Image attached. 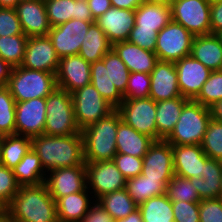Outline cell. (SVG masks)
Instances as JSON below:
<instances>
[{
	"instance_id": "26",
	"label": "cell",
	"mask_w": 222,
	"mask_h": 222,
	"mask_svg": "<svg viewBox=\"0 0 222 222\" xmlns=\"http://www.w3.org/2000/svg\"><path fill=\"white\" fill-rule=\"evenodd\" d=\"M91 194L86 188L84 191L59 198L56 201L58 222H80L95 202V199L89 196Z\"/></svg>"
},
{
	"instance_id": "47",
	"label": "cell",
	"mask_w": 222,
	"mask_h": 222,
	"mask_svg": "<svg viewBox=\"0 0 222 222\" xmlns=\"http://www.w3.org/2000/svg\"><path fill=\"white\" fill-rule=\"evenodd\" d=\"M24 34L20 20L13 8H0V37Z\"/></svg>"
},
{
	"instance_id": "65",
	"label": "cell",
	"mask_w": 222,
	"mask_h": 222,
	"mask_svg": "<svg viewBox=\"0 0 222 222\" xmlns=\"http://www.w3.org/2000/svg\"><path fill=\"white\" fill-rule=\"evenodd\" d=\"M219 198L222 199V185H221V191H220V196H219Z\"/></svg>"
},
{
	"instance_id": "34",
	"label": "cell",
	"mask_w": 222,
	"mask_h": 222,
	"mask_svg": "<svg viewBox=\"0 0 222 222\" xmlns=\"http://www.w3.org/2000/svg\"><path fill=\"white\" fill-rule=\"evenodd\" d=\"M90 71L91 84L116 109L123 102L124 97L116 86L109 81L108 64H104V61L101 59L91 63Z\"/></svg>"
},
{
	"instance_id": "8",
	"label": "cell",
	"mask_w": 222,
	"mask_h": 222,
	"mask_svg": "<svg viewBox=\"0 0 222 222\" xmlns=\"http://www.w3.org/2000/svg\"><path fill=\"white\" fill-rule=\"evenodd\" d=\"M194 36L171 20L157 35L155 54L159 61L176 62L191 53Z\"/></svg>"
},
{
	"instance_id": "4",
	"label": "cell",
	"mask_w": 222,
	"mask_h": 222,
	"mask_svg": "<svg viewBox=\"0 0 222 222\" xmlns=\"http://www.w3.org/2000/svg\"><path fill=\"white\" fill-rule=\"evenodd\" d=\"M7 87L16 102L46 98L55 88V73L37 71L22 66L13 67Z\"/></svg>"
},
{
	"instance_id": "39",
	"label": "cell",
	"mask_w": 222,
	"mask_h": 222,
	"mask_svg": "<svg viewBox=\"0 0 222 222\" xmlns=\"http://www.w3.org/2000/svg\"><path fill=\"white\" fill-rule=\"evenodd\" d=\"M167 197L171 202H200L199 194L190 179L174 175L166 186Z\"/></svg>"
},
{
	"instance_id": "37",
	"label": "cell",
	"mask_w": 222,
	"mask_h": 222,
	"mask_svg": "<svg viewBox=\"0 0 222 222\" xmlns=\"http://www.w3.org/2000/svg\"><path fill=\"white\" fill-rule=\"evenodd\" d=\"M138 209L143 222H174L172 202L166 194L149 198Z\"/></svg>"
},
{
	"instance_id": "41",
	"label": "cell",
	"mask_w": 222,
	"mask_h": 222,
	"mask_svg": "<svg viewBox=\"0 0 222 222\" xmlns=\"http://www.w3.org/2000/svg\"><path fill=\"white\" fill-rule=\"evenodd\" d=\"M15 104L9 88L0 87V130L4 135L15 134Z\"/></svg>"
},
{
	"instance_id": "16",
	"label": "cell",
	"mask_w": 222,
	"mask_h": 222,
	"mask_svg": "<svg viewBox=\"0 0 222 222\" xmlns=\"http://www.w3.org/2000/svg\"><path fill=\"white\" fill-rule=\"evenodd\" d=\"M91 63L80 55L60 58L56 76V84L68 93L91 83Z\"/></svg>"
},
{
	"instance_id": "50",
	"label": "cell",
	"mask_w": 222,
	"mask_h": 222,
	"mask_svg": "<svg viewBox=\"0 0 222 222\" xmlns=\"http://www.w3.org/2000/svg\"><path fill=\"white\" fill-rule=\"evenodd\" d=\"M158 31L139 29L133 27L127 41L138 45L139 47L155 52Z\"/></svg>"
},
{
	"instance_id": "5",
	"label": "cell",
	"mask_w": 222,
	"mask_h": 222,
	"mask_svg": "<svg viewBox=\"0 0 222 222\" xmlns=\"http://www.w3.org/2000/svg\"><path fill=\"white\" fill-rule=\"evenodd\" d=\"M210 120V108L189 100L184 105L174 130L165 140L171 145H200Z\"/></svg>"
},
{
	"instance_id": "27",
	"label": "cell",
	"mask_w": 222,
	"mask_h": 222,
	"mask_svg": "<svg viewBox=\"0 0 222 222\" xmlns=\"http://www.w3.org/2000/svg\"><path fill=\"white\" fill-rule=\"evenodd\" d=\"M154 141L150 136L137 132L123 120L118 123L116 136L117 153L143 157Z\"/></svg>"
},
{
	"instance_id": "14",
	"label": "cell",
	"mask_w": 222,
	"mask_h": 222,
	"mask_svg": "<svg viewBox=\"0 0 222 222\" xmlns=\"http://www.w3.org/2000/svg\"><path fill=\"white\" fill-rule=\"evenodd\" d=\"M15 109V134L32 138L44 133L46 98L16 102Z\"/></svg>"
},
{
	"instance_id": "19",
	"label": "cell",
	"mask_w": 222,
	"mask_h": 222,
	"mask_svg": "<svg viewBox=\"0 0 222 222\" xmlns=\"http://www.w3.org/2000/svg\"><path fill=\"white\" fill-rule=\"evenodd\" d=\"M111 45L127 41L135 25V10L111 7L95 20Z\"/></svg>"
},
{
	"instance_id": "54",
	"label": "cell",
	"mask_w": 222,
	"mask_h": 222,
	"mask_svg": "<svg viewBox=\"0 0 222 222\" xmlns=\"http://www.w3.org/2000/svg\"><path fill=\"white\" fill-rule=\"evenodd\" d=\"M144 0H111L114 8L136 10Z\"/></svg>"
},
{
	"instance_id": "49",
	"label": "cell",
	"mask_w": 222,
	"mask_h": 222,
	"mask_svg": "<svg viewBox=\"0 0 222 222\" xmlns=\"http://www.w3.org/2000/svg\"><path fill=\"white\" fill-rule=\"evenodd\" d=\"M200 222H222V199H204L199 202Z\"/></svg>"
},
{
	"instance_id": "10",
	"label": "cell",
	"mask_w": 222,
	"mask_h": 222,
	"mask_svg": "<svg viewBox=\"0 0 222 222\" xmlns=\"http://www.w3.org/2000/svg\"><path fill=\"white\" fill-rule=\"evenodd\" d=\"M116 109L126 124L157 141L156 102L153 99L123 100Z\"/></svg>"
},
{
	"instance_id": "42",
	"label": "cell",
	"mask_w": 222,
	"mask_h": 222,
	"mask_svg": "<svg viewBox=\"0 0 222 222\" xmlns=\"http://www.w3.org/2000/svg\"><path fill=\"white\" fill-rule=\"evenodd\" d=\"M200 145L210 159L222 161V123L211 118Z\"/></svg>"
},
{
	"instance_id": "48",
	"label": "cell",
	"mask_w": 222,
	"mask_h": 222,
	"mask_svg": "<svg viewBox=\"0 0 222 222\" xmlns=\"http://www.w3.org/2000/svg\"><path fill=\"white\" fill-rule=\"evenodd\" d=\"M174 222H200L199 202H172Z\"/></svg>"
},
{
	"instance_id": "13",
	"label": "cell",
	"mask_w": 222,
	"mask_h": 222,
	"mask_svg": "<svg viewBox=\"0 0 222 222\" xmlns=\"http://www.w3.org/2000/svg\"><path fill=\"white\" fill-rule=\"evenodd\" d=\"M49 172L46 175L45 185L55 202L59 198L87 188L86 165L55 168Z\"/></svg>"
},
{
	"instance_id": "43",
	"label": "cell",
	"mask_w": 222,
	"mask_h": 222,
	"mask_svg": "<svg viewBox=\"0 0 222 222\" xmlns=\"http://www.w3.org/2000/svg\"><path fill=\"white\" fill-rule=\"evenodd\" d=\"M222 99V71H211L195 102L210 108Z\"/></svg>"
},
{
	"instance_id": "25",
	"label": "cell",
	"mask_w": 222,
	"mask_h": 222,
	"mask_svg": "<svg viewBox=\"0 0 222 222\" xmlns=\"http://www.w3.org/2000/svg\"><path fill=\"white\" fill-rule=\"evenodd\" d=\"M190 55L210 71L222 68V43L216 34L194 36Z\"/></svg>"
},
{
	"instance_id": "66",
	"label": "cell",
	"mask_w": 222,
	"mask_h": 222,
	"mask_svg": "<svg viewBox=\"0 0 222 222\" xmlns=\"http://www.w3.org/2000/svg\"><path fill=\"white\" fill-rule=\"evenodd\" d=\"M19 2H23V1H33V0H18Z\"/></svg>"
},
{
	"instance_id": "17",
	"label": "cell",
	"mask_w": 222,
	"mask_h": 222,
	"mask_svg": "<svg viewBox=\"0 0 222 222\" xmlns=\"http://www.w3.org/2000/svg\"><path fill=\"white\" fill-rule=\"evenodd\" d=\"M142 175L152 180H171L174 174L173 151L166 140L154 141L143 156Z\"/></svg>"
},
{
	"instance_id": "40",
	"label": "cell",
	"mask_w": 222,
	"mask_h": 222,
	"mask_svg": "<svg viewBox=\"0 0 222 222\" xmlns=\"http://www.w3.org/2000/svg\"><path fill=\"white\" fill-rule=\"evenodd\" d=\"M102 60L104 64H108L109 81L123 95L128 85L130 71L112 48L105 54Z\"/></svg>"
},
{
	"instance_id": "57",
	"label": "cell",
	"mask_w": 222,
	"mask_h": 222,
	"mask_svg": "<svg viewBox=\"0 0 222 222\" xmlns=\"http://www.w3.org/2000/svg\"><path fill=\"white\" fill-rule=\"evenodd\" d=\"M115 222H143L139 209L132 212L128 217L115 220Z\"/></svg>"
},
{
	"instance_id": "52",
	"label": "cell",
	"mask_w": 222,
	"mask_h": 222,
	"mask_svg": "<svg viewBox=\"0 0 222 222\" xmlns=\"http://www.w3.org/2000/svg\"><path fill=\"white\" fill-rule=\"evenodd\" d=\"M211 34L222 30V0L212 1L210 6Z\"/></svg>"
},
{
	"instance_id": "23",
	"label": "cell",
	"mask_w": 222,
	"mask_h": 222,
	"mask_svg": "<svg viewBox=\"0 0 222 222\" xmlns=\"http://www.w3.org/2000/svg\"><path fill=\"white\" fill-rule=\"evenodd\" d=\"M46 14L51 27L71 19L95 21L87 0H44Z\"/></svg>"
},
{
	"instance_id": "28",
	"label": "cell",
	"mask_w": 222,
	"mask_h": 222,
	"mask_svg": "<svg viewBox=\"0 0 222 222\" xmlns=\"http://www.w3.org/2000/svg\"><path fill=\"white\" fill-rule=\"evenodd\" d=\"M188 101L189 99L180 96L156 102L157 141L165 140L171 134Z\"/></svg>"
},
{
	"instance_id": "60",
	"label": "cell",
	"mask_w": 222,
	"mask_h": 222,
	"mask_svg": "<svg viewBox=\"0 0 222 222\" xmlns=\"http://www.w3.org/2000/svg\"><path fill=\"white\" fill-rule=\"evenodd\" d=\"M0 222H11L10 217L6 211L0 216Z\"/></svg>"
},
{
	"instance_id": "62",
	"label": "cell",
	"mask_w": 222,
	"mask_h": 222,
	"mask_svg": "<svg viewBox=\"0 0 222 222\" xmlns=\"http://www.w3.org/2000/svg\"><path fill=\"white\" fill-rule=\"evenodd\" d=\"M222 43V30L216 34Z\"/></svg>"
},
{
	"instance_id": "59",
	"label": "cell",
	"mask_w": 222,
	"mask_h": 222,
	"mask_svg": "<svg viewBox=\"0 0 222 222\" xmlns=\"http://www.w3.org/2000/svg\"><path fill=\"white\" fill-rule=\"evenodd\" d=\"M144 1L149 2V3H161V4L171 5V3L174 0H144Z\"/></svg>"
},
{
	"instance_id": "64",
	"label": "cell",
	"mask_w": 222,
	"mask_h": 222,
	"mask_svg": "<svg viewBox=\"0 0 222 222\" xmlns=\"http://www.w3.org/2000/svg\"><path fill=\"white\" fill-rule=\"evenodd\" d=\"M0 165H1V141H0Z\"/></svg>"
},
{
	"instance_id": "31",
	"label": "cell",
	"mask_w": 222,
	"mask_h": 222,
	"mask_svg": "<svg viewBox=\"0 0 222 222\" xmlns=\"http://www.w3.org/2000/svg\"><path fill=\"white\" fill-rule=\"evenodd\" d=\"M12 171L20 186L40 185L45 183L47 172L39 156L31 148Z\"/></svg>"
},
{
	"instance_id": "53",
	"label": "cell",
	"mask_w": 222,
	"mask_h": 222,
	"mask_svg": "<svg viewBox=\"0 0 222 222\" xmlns=\"http://www.w3.org/2000/svg\"><path fill=\"white\" fill-rule=\"evenodd\" d=\"M87 2L94 20L112 7L111 0H87Z\"/></svg>"
},
{
	"instance_id": "32",
	"label": "cell",
	"mask_w": 222,
	"mask_h": 222,
	"mask_svg": "<svg viewBox=\"0 0 222 222\" xmlns=\"http://www.w3.org/2000/svg\"><path fill=\"white\" fill-rule=\"evenodd\" d=\"M170 180H152L142 174L129 178L126 181L125 189L129 196L139 206L149 198L160 196L166 193V186Z\"/></svg>"
},
{
	"instance_id": "6",
	"label": "cell",
	"mask_w": 222,
	"mask_h": 222,
	"mask_svg": "<svg viewBox=\"0 0 222 222\" xmlns=\"http://www.w3.org/2000/svg\"><path fill=\"white\" fill-rule=\"evenodd\" d=\"M81 133L75 120L71 93L55 88L46 97L45 135L68 136Z\"/></svg>"
},
{
	"instance_id": "30",
	"label": "cell",
	"mask_w": 222,
	"mask_h": 222,
	"mask_svg": "<svg viewBox=\"0 0 222 222\" xmlns=\"http://www.w3.org/2000/svg\"><path fill=\"white\" fill-rule=\"evenodd\" d=\"M172 20L170 5L144 1L135 10V25L139 29L160 31Z\"/></svg>"
},
{
	"instance_id": "24",
	"label": "cell",
	"mask_w": 222,
	"mask_h": 222,
	"mask_svg": "<svg viewBox=\"0 0 222 222\" xmlns=\"http://www.w3.org/2000/svg\"><path fill=\"white\" fill-rule=\"evenodd\" d=\"M112 49L130 72L150 74L159 61L155 52L143 49L129 41L114 43Z\"/></svg>"
},
{
	"instance_id": "55",
	"label": "cell",
	"mask_w": 222,
	"mask_h": 222,
	"mask_svg": "<svg viewBox=\"0 0 222 222\" xmlns=\"http://www.w3.org/2000/svg\"><path fill=\"white\" fill-rule=\"evenodd\" d=\"M12 66L0 58V87L7 86Z\"/></svg>"
},
{
	"instance_id": "21",
	"label": "cell",
	"mask_w": 222,
	"mask_h": 222,
	"mask_svg": "<svg viewBox=\"0 0 222 222\" xmlns=\"http://www.w3.org/2000/svg\"><path fill=\"white\" fill-rule=\"evenodd\" d=\"M23 33L27 37L48 36L51 26L44 0L19 2L15 8Z\"/></svg>"
},
{
	"instance_id": "45",
	"label": "cell",
	"mask_w": 222,
	"mask_h": 222,
	"mask_svg": "<svg viewBox=\"0 0 222 222\" xmlns=\"http://www.w3.org/2000/svg\"><path fill=\"white\" fill-rule=\"evenodd\" d=\"M20 185L12 169L0 165V204L6 209L18 192Z\"/></svg>"
},
{
	"instance_id": "20",
	"label": "cell",
	"mask_w": 222,
	"mask_h": 222,
	"mask_svg": "<svg viewBox=\"0 0 222 222\" xmlns=\"http://www.w3.org/2000/svg\"><path fill=\"white\" fill-rule=\"evenodd\" d=\"M149 97L155 102L182 96L174 62L158 61L150 73Z\"/></svg>"
},
{
	"instance_id": "12",
	"label": "cell",
	"mask_w": 222,
	"mask_h": 222,
	"mask_svg": "<svg viewBox=\"0 0 222 222\" xmlns=\"http://www.w3.org/2000/svg\"><path fill=\"white\" fill-rule=\"evenodd\" d=\"M95 21H82L71 19L66 23L51 27L48 37L59 58L71 55H79V50L85 35Z\"/></svg>"
},
{
	"instance_id": "63",
	"label": "cell",
	"mask_w": 222,
	"mask_h": 222,
	"mask_svg": "<svg viewBox=\"0 0 222 222\" xmlns=\"http://www.w3.org/2000/svg\"><path fill=\"white\" fill-rule=\"evenodd\" d=\"M5 135L3 134V132L0 130V141H2L4 139Z\"/></svg>"
},
{
	"instance_id": "3",
	"label": "cell",
	"mask_w": 222,
	"mask_h": 222,
	"mask_svg": "<svg viewBox=\"0 0 222 222\" xmlns=\"http://www.w3.org/2000/svg\"><path fill=\"white\" fill-rule=\"evenodd\" d=\"M121 120L120 113L114 109L106 117L81 130L85 162L113 160L117 154L116 136Z\"/></svg>"
},
{
	"instance_id": "44",
	"label": "cell",
	"mask_w": 222,
	"mask_h": 222,
	"mask_svg": "<svg viewBox=\"0 0 222 222\" xmlns=\"http://www.w3.org/2000/svg\"><path fill=\"white\" fill-rule=\"evenodd\" d=\"M150 87V74L130 72L128 85L123 94L124 100L147 98L149 97Z\"/></svg>"
},
{
	"instance_id": "33",
	"label": "cell",
	"mask_w": 222,
	"mask_h": 222,
	"mask_svg": "<svg viewBox=\"0 0 222 222\" xmlns=\"http://www.w3.org/2000/svg\"><path fill=\"white\" fill-rule=\"evenodd\" d=\"M112 48L106 34L94 22L90 25L87 34L82 41L79 55L87 62L94 63L101 60Z\"/></svg>"
},
{
	"instance_id": "11",
	"label": "cell",
	"mask_w": 222,
	"mask_h": 222,
	"mask_svg": "<svg viewBox=\"0 0 222 222\" xmlns=\"http://www.w3.org/2000/svg\"><path fill=\"white\" fill-rule=\"evenodd\" d=\"M87 188L96 201L103 195L125 189L127 179L116 167L113 160L85 162Z\"/></svg>"
},
{
	"instance_id": "56",
	"label": "cell",
	"mask_w": 222,
	"mask_h": 222,
	"mask_svg": "<svg viewBox=\"0 0 222 222\" xmlns=\"http://www.w3.org/2000/svg\"><path fill=\"white\" fill-rule=\"evenodd\" d=\"M211 118L222 123V99L210 107Z\"/></svg>"
},
{
	"instance_id": "46",
	"label": "cell",
	"mask_w": 222,
	"mask_h": 222,
	"mask_svg": "<svg viewBox=\"0 0 222 222\" xmlns=\"http://www.w3.org/2000/svg\"><path fill=\"white\" fill-rule=\"evenodd\" d=\"M113 162L126 179L142 174L143 157L117 153L113 158Z\"/></svg>"
},
{
	"instance_id": "61",
	"label": "cell",
	"mask_w": 222,
	"mask_h": 222,
	"mask_svg": "<svg viewBox=\"0 0 222 222\" xmlns=\"http://www.w3.org/2000/svg\"><path fill=\"white\" fill-rule=\"evenodd\" d=\"M5 208L0 204V216L5 212Z\"/></svg>"
},
{
	"instance_id": "18",
	"label": "cell",
	"mask_w": 222,
	"mask_h": 222,
	"mask_svg": "<svg viewBox=\"0 0 222 222\" xmlns=\"http://www.w3.org/2000/svg\"><path fill=\"white\" fill-rule=\"evenodd\" d=\"M174 64L182 97L194 100L208 80L211 71L191 55L183 57Z\"/></svg>"
},
{
	"instance_id": "2",
	"label": "cell",
	"mask_w": 222,
	"mask_h": 222,
	"mask_svg": "<svg viewBox=\"0 0 222 222\" xmlns=\"http://www.w3.org/2000/svg\"><path fill=\"white\" fill-rule=\"evenodd\" d=\"M5 211L11 222H58L56 202L45 183L20 186Z\"/></svg>"
},
{
	"instance_id": "29",
	"label": "cell",
	"mask_w": 222,
	"mask_h": 222,
	"mask_svg": "<svg viewBox=\"0 0 222 222\" xmlns=\"http://www.w3.org/2000/svg\"><path fill=\"white\" fill-rule=\"evenodd\" d=\"M200 200L219 198L222 185V161L205 157L202 178H191Z\"/></svg>"
},
{
	"instance_id": "7",
	"label": "cell",
	"mask_w": 222,
	"mask_h": 222,
	"mask_svg": "<svg viewBox=\"0 0 222 222\" xmlns=\"http://www.w3.org/2000/svg\"><path fill=\"white\" fill-rule=\"evenodd\" d=\"M71 97L75 120L80 130L98 122L115 109L91 83L72 92Z\"/></svg>"
},
{
	"instance_id": "38",
	"label": "cell",
	"mask_w": 222,
	"mask_h": 222,
	"mask_svg": "<svg viewBox=\"0 0 222 222\" xmlns=\"http://www.w3.org/2000/svg\"><path fill=\"white\" fill-rule=\"evenodd\" d=\"M28 37L25 34L0 37V58L12 67L22 64Z\"/></svg>"
},
{
	"instance_id": "36",
	"label": "cell",
	"mask_w": 222,
	"mask_h": 222,
	"mask_svg": "<svg viewBox=\"0 0 222 222\" xmlns=\"http://www.w3.org/2000/svg\"><path fill=\"white\" fill-rule=\"evenodd\" d=\"M97 202L114 220L126 218L138 209V205L129 196L126 189L103 195Z\"/></svg>"
},
{
	"instance_id": "51",
	"label": "cell",
	"mask_w": 222,
	"mask_h": 222,
	"mask_svg": "<svg viewBox=\"0 0 222 222\" xmlns=\"http://www.w3.org/2000/svg\"><path fill=\"white\" fill-rule=\"evenodd\" d=\"M80 222H115L112 216L95 200Z\"/></svg>"
},
{
	"instance_id": "22",
	"label": "cell",
	"mask_w": 222,
	"mask_h": 222,
	"mask_svg": "<svg viewBox=\"0 0 222 222\" xmlns=\"http://www.w3.org/2000/svg\"><path fill=\"white\" fill-rule=\"evenodd\" d=\"M174 174L183 178H202L205 157L201 145H171Z\"/></svg>"
},
{
	"instance_id": "35",
	"label": "cell",
	"mask_w": 222,
	"mask_h": 222,
	"mask_svg": "<svg viewBox=\"0 0 222 222\" xmlns=\"http://www.w3.org/2000/svg\"><path fill=\"white\" fill-rule=\"evenodd\" d=\"M31 149V138L19 134L5 135L1 141V164L14 168Z\"/></svg>"
},
{
	"instance_id": "58",
	"label": "cell",
	"mask_w": 222,
	"mask_h": 222,
	"mask_svg": "<svg viewBox=\"0 0 222 222\" xmlns=\"http://www.w3.org/2000/svg\"><path fill=\"white\" fill-rule=\"evenodd\" d=\"M18 3H19L18 0H0V8L15 9Z\"/></svg>"
},
{
	"instance_id": "1",
	"label": "cell",
	"mask_w": 222,
	"mask_h": 222,
	"mask_svg": "<svg viewBox=\"0 0 222 222\" xmlns=\"http://www.w3.org/2000/svg\"><path fill=\"white\" fill-rule=\"evenodd\" d=\"M31 148L39 156L46 172L55 168L85 165L82 134L31 138Z\"/></svg>"
},
{
	"instance_id": "9",
	"label": "cell",
	"mask_w": 222,
	"mask_h": 222,
	"mask_svg": "<svg viewBox=\"0 0 222 222\" xmlns=\"http://www.w3.org/2000/svg\"><path fill=\"white\" fill-rule=\"evenodd\" d=\"M210 0H174L172 20L184 26L193 36L211 34Z\"/></svg>"
},
{
	"instance_id": "15",
	"label": "cell",
	"mask_w": 222,
	"mask_h": 222,
	"mask_svg": "<svg viewBox=\"0 0 222 222\" xmlns=\"http://www.w3.org/2000/svg\"><path fill=\"white\" fill-rule=\"evenodd\" d=\"M60 58L48 36L28 37L25 54L20 66L49 73L57 72Z\"/></svg>"
}]
</instances>
